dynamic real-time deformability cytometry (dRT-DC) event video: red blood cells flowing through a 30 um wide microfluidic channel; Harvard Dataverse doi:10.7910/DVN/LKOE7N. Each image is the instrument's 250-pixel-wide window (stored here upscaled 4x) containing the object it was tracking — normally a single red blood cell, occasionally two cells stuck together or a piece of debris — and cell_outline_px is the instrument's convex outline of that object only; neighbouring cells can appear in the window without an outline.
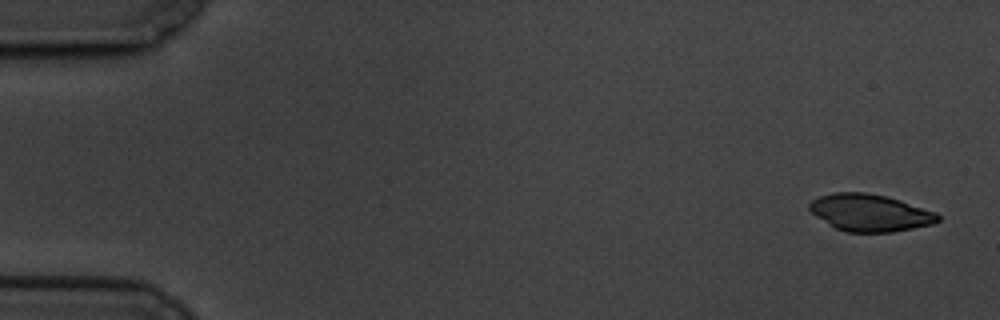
{"species": "common noctule bat (a hibernating species)", "species_latin": "Nyctalus noctula", "temperature_condition": "cold", "stored_images_in_passage": 8, "camera_frame_rate_fps": 3000, "um_per_image_px": 0.085, "animal": {"sex": "male", "body_mass_g": 19.5, "forearm_length_mm": 54.6}, "frame": {"image": 1, "passage_image": 1, "time_ms": 0.0, "image_size_px": [1000, 320], "cell_outline_px": [[940, 220], [932, 224], [892, 232], [844, 232], [836, 228], [816, 216], [808, 208], [808, 204], [812, 200], [820, 196], [832, 192], [868, 192], [888, 196], [936, 212], [940, 216]], "centroid_in_image_um": [73.94, 18.07], "position_along_channel_um": 11.1, "area_um2": 27.8}}
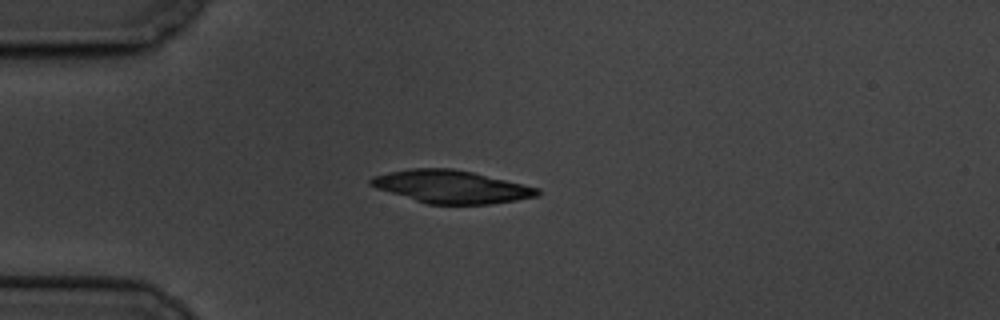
{"frame": {"image": 2, "passage_image": 4, "time_ms": 4.333, "image_size_px": [1000, 320], "cell_outline_px": [[540, 192], [536, 196], [516, 200], [488, 204], [428, 204], [376, 188], [368, 184], [368, 180], [372, 176], [408, 168], [452, 168], [472, 172], [540, 188]], "centroid_in_image_um": [38.33, 15.86], "position_along_channel_um": 46.7, "area_um2": 31.62}}